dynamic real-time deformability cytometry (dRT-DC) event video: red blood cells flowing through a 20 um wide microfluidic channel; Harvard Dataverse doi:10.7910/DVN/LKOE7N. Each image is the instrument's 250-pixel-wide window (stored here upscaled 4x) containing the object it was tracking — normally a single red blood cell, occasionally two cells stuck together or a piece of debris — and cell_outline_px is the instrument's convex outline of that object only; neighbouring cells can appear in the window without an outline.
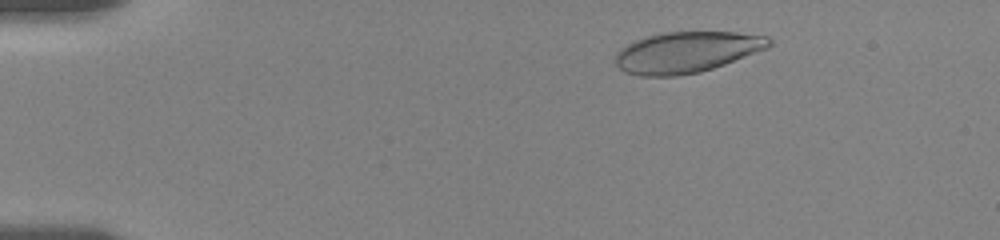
{"species": "human", "species_latin": "Homo sapiens", "temperature_condition": "room temperature", "stored_images_in_passage": 22, "camera_frame_rate_fps": 3000, "um_per_image_px": 0.085, "donor": {"sex": "female"}, "frame": {"image": 1, "passage_image": 5, "time_ms": 1.667, "image_size_px": [1000, 240], "cell_outline_px": [[772, 44], [768, 48], [724, 64], [700, 72], [676, 76], [640, 76], [624, 72], [616, 64], [616, 52], [620, 48], [636, 40], [648, 36], [664, 32], [736, 32], [768, 36], [772, 40]], "centroid_in_image_um": [58.37, 4.43], "position_along_channel_um": 26.6, "area_um2": 36.65}}
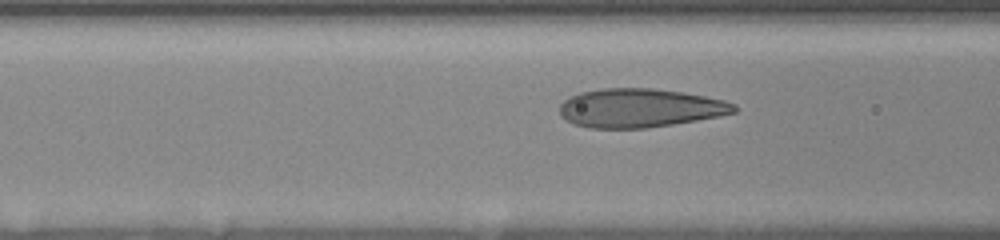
{"frame": {"image": 2, "passage_image": 16, "time_ms": 6.333, "image_size_px": [1000, 240], "cell_outline_px": [[736, 112], [720, 116], [672, 124], [644, 128], [588, 128], [572, 124], [564, 120], [560, 116], [560, 104], [564, 100], [580, 92], [604, 88], [652, 88], [684, 92], [724, 100], [736, 104]], "centroid_in_image_um": [54.36, 9.18], "position_along_channel_um": 112.2, "area_um2": 39.54}}
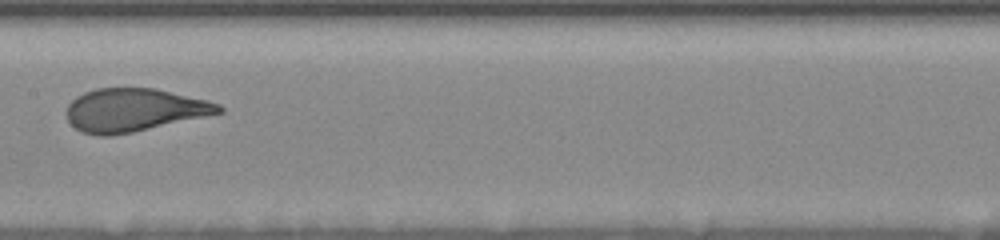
{"frame": {"image": 3, "passage_image": 20, "time_ms": 8.667, "image_size_px": [1000, 240], "cell_outline_px": [[224, 112], [132, 132], [112, 136], [100, 136], [80, 132], [68, 120], [68, 104], [76, 96], [84, 92], [96, 88], [156, 88], [208, 100], [220, 104], [224, 108]], "centroid_in_image_um": [11.4, 9.34], "position_along_channel_um": 196.0, "area_um2": 38.15}}